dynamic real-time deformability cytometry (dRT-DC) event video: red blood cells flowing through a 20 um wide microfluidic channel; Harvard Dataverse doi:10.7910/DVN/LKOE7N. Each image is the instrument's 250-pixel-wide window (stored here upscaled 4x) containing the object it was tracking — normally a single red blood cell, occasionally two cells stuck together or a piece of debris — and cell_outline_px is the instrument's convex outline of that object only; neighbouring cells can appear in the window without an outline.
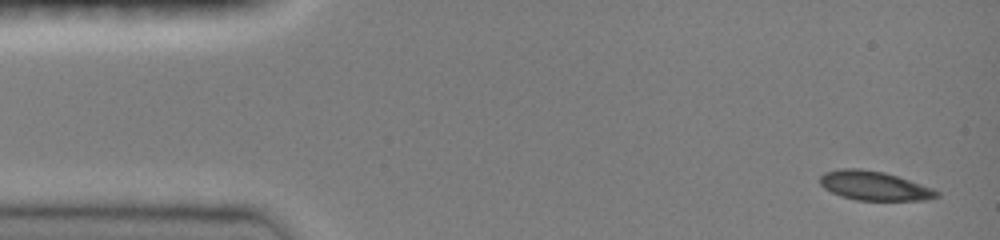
{"species": "common noctule bat (a hibernating species)", "species_latin": "Nyctalus noctula", "temperature_condition": "room temperature", "stored_images_in_passage": 34, "camera_frame_rate_fps": 3000, "um_per_image_px": 0.085, "animal": {"sex": "female", "body_mass_g": 19.0, "forearm_length_mm": 51.5}, "frame": {"image": 1, "passage_image": 1, "time_ms": 0.0, "image_size_px": [1000, 240], "cell_outline_px": [[940, 196], [924, 200], [856, 200], [840, 196], [824, 188], [820, 184], [820, 176], [824, 172], [840, 168], [860, 168], [884, 172], [932, 188], [940, 192]], "centroid_in_image_um": [74.27, 15.79], "position_along_channel_um": 10.7, "area_um2": 19.77}}
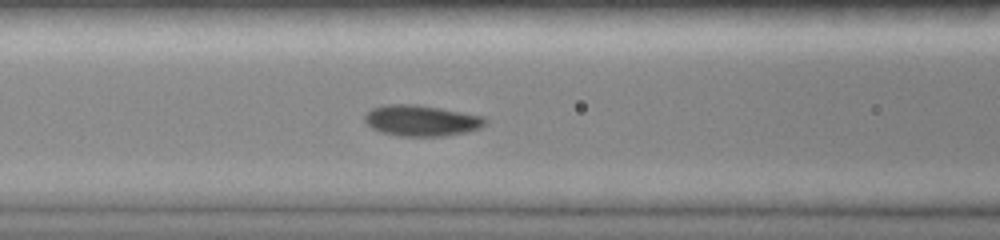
{"frame": {"image": 2, "passage_image": 21, "time_ms": 5.667, "image_size_px": [1000, 240], "cell_outline_px": [[488, 120], [480, 128], [468, 132], [444, 136], [400, 136], [380, 132], [372, 128], [364, 120], [364, 116], [372, 108], [384, 104], [416, 104], [440, 108], [484, 116]], "centroid_in_image_um": [35.82, 10.25], "position_along_channel_um": 130.8, "area_um2": 21.85}}
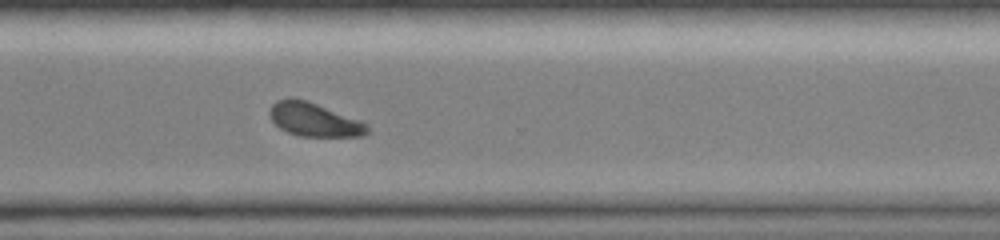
{"frame": {"image": 3, "passage_image": 34, "time_ms": 11.0, "image_size_px": [1000, 240], "cell_outline_px": [[372, 132], [364, 136], [300, 136], [288, 132], [280, 128], [272, 120], [268, 112], [272, 104], [276, 100], [292, 96], [308, 100], [364, 120], [368, 124]], "centroid_in_image_um": [26.77, 10.14], "position_along_channel_um": 343.8, "area_um2": 19.83}}